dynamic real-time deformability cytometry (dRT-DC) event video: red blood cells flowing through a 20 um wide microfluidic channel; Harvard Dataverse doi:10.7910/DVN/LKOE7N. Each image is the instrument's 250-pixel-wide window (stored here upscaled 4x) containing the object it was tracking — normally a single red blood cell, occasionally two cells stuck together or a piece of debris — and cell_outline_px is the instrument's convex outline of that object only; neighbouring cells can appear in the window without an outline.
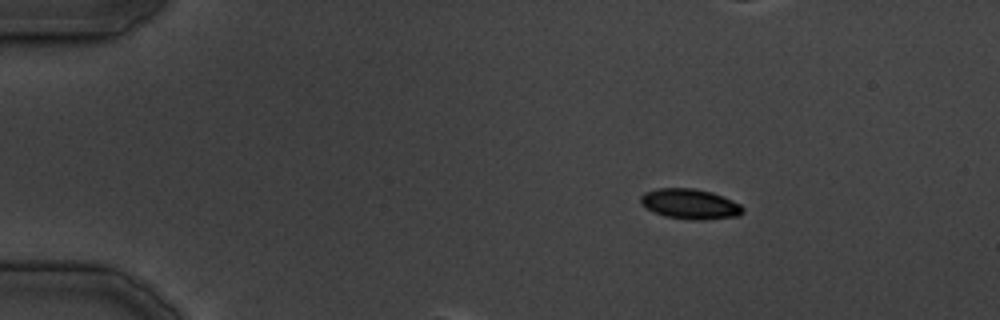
{"species": "common noctule bat (a hibernating species)", "species_latin": "Nyctalus noctula", "temperature_condition": "cold", "stored_images_in_passage": 38, "camera_frame_rate_fps": 3000, "um_per_image_px": 0.085, "animal": {"sex": "male", "body_mass_g": 19.5, "forearm_length_mm": 54.6}, "frame": {"image": 1, "passage_image": 6, "time_ms": 6.0, "image_size_px": [1000, 320], "cell_outline_px": [[744, 212], [736, 216], [704, 220], [692, 220], [664, 216], [640, 204], [640, 196], [644, 192], [656, 188], [692, 188], [712, 192], [740, 204], [744, 208]], "centroid_in_image_um": [58.63, 17.33], "position_along_channel_um": 26.4, "area_um2": 17.92}}
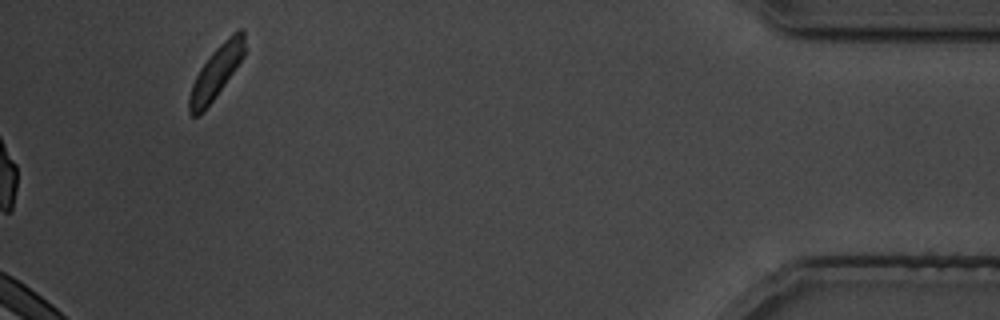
{"frame": {"image": 2, "passage_image": 38, "time_ms": 46.0, "image_size_px": [1000, 320], "cell_outline_px": [[244, 56], [216, 96], [196, 116], [192, 116], [188, 112], [188, 96], [192, 84], [200, 68], [212, 52], [232, 32], [240, 28], [244, 28]], "centroid_in_image_um": [18.37, 6.09], "position_along_channel_um": 416.8, "area_um2": 16.53}}